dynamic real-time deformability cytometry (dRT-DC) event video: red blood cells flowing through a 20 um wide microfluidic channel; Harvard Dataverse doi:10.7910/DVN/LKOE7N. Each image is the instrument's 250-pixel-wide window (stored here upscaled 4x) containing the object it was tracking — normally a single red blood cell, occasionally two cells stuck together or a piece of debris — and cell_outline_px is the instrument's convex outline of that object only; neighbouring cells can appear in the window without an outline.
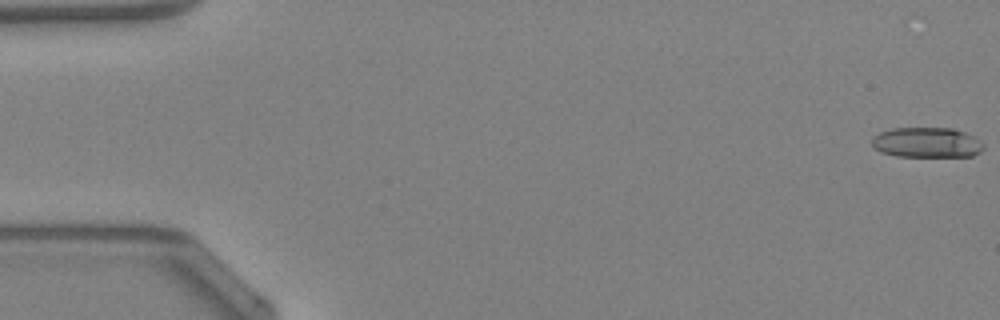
{"species": "Egyptian fruit bat (a non-hibernating species)", "species_latin": "Rousettus aegyptiacus", "temperature_condition": "warm", "stored_images_in_passage": 48, "camera_frame_rate_fps": 3000, "um_per_image_px": 0.085, "animal": {"sex": "female"}, "frame": {"image": 1, "passage_image": 1, "time_ms": 0.0, "image_size_px": [1000, 320], "cell_outline_px": [[984, 148], [980, 152], [972, 156], [896, 156], [880, 152], [872, 148], [872, 136], [880, 132], [892, 128], [952, 128], [964, 132], [980, 140], [984, 144]], "centroid_in_image_um": [78.75, 12.11], "position_along_channel_um": 6.3, "area_um2": 19.77}}
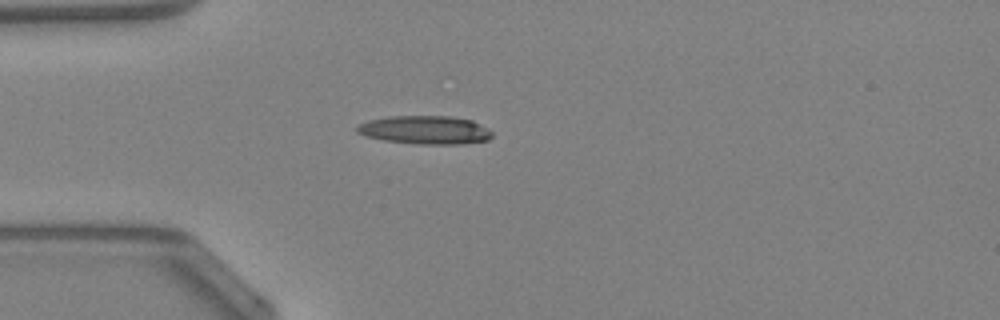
{"frame": {"image": 2, "passage_image": 14, "time_ms": 4.333, "image_size_px": [1000, 320], "cell_outline_px": [[492, 136], [488, 140], [464, 144], [420, 144], [384, 140], [368, 136], [356, 132], [356, 128], [360, 124], [368, 120], [388, 116], [448, 116], [472, 120], [488, 128], [492, 132]], "centroid_in_image_um": [36.16, 11.04], "position_along_channel_um": 48.8, "area_um2": 22.31}}
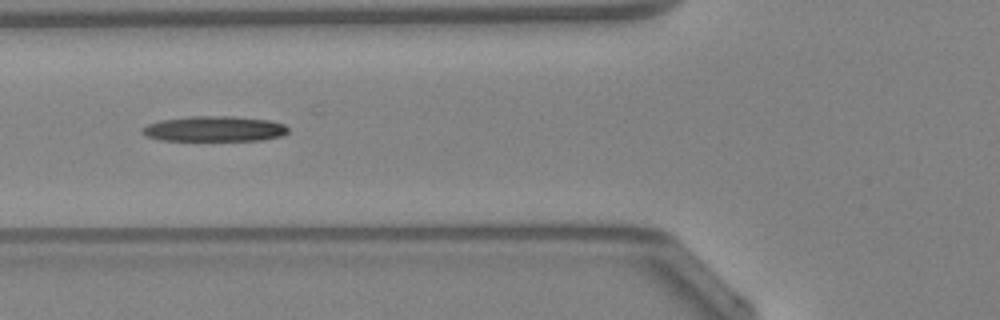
{"frame": {"image": 3, "passage_image": 19, "time_ms": 6.0, "image_size_px": [1000, 320], "cell_outline_px": [[288, 132], [284, 136], [260, 140], [160, 140], [148, 136], [140, 132], [148, 124], [160, 120], [188, 116], [232, 116], [268, 120], [284, 124], [288, 128]], "centroid_in_image_um": [18.24, 10.95], "position_along_channel_um": 107.6, "area_um2": 21.5}}